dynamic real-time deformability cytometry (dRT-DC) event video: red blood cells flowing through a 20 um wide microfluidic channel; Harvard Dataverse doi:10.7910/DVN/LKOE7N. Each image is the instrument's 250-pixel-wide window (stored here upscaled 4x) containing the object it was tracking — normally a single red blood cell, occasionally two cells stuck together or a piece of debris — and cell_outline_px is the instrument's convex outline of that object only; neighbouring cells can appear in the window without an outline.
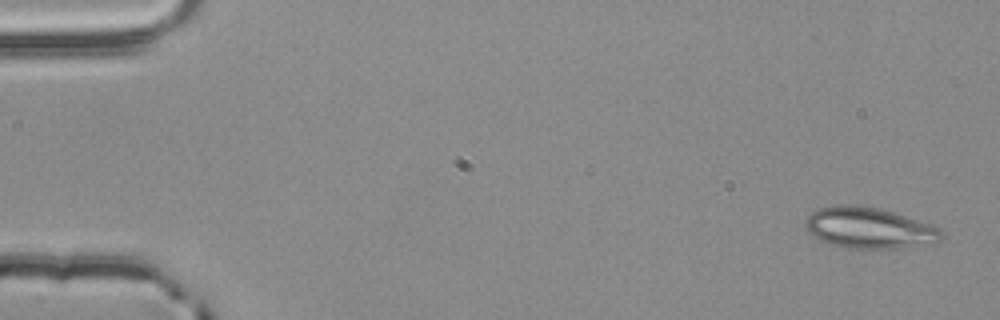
{"species": "common noctule bat (a hibernating species)", "species_latin": "Nyctalus noctula", "temperature_condition": "room temperature", "stored_images_in_passage": 4, "camera_frame_rate_fps": 3000, "um_per_image_px": 0.085, "animal": {"sex": "male", "body_mass_g": 20.4}, "frame": {"image": 1, "passage_image": 1, "time_ms": 0.0, "image_size_px": [1000, 320], "cell_outline_px": [[944, 236], [940, 240], [904, 248], [840, 248], [816, 240], [808, 232], [804, 224], [804, 220], [812, 212], [820, 208], [836, 204], [856, 204], [880, 208], [940, 228]], "centroid_in_image_um": [73.78, 19.37], "position_along_channel_um": 11.2, "area_um2": 32.71}}